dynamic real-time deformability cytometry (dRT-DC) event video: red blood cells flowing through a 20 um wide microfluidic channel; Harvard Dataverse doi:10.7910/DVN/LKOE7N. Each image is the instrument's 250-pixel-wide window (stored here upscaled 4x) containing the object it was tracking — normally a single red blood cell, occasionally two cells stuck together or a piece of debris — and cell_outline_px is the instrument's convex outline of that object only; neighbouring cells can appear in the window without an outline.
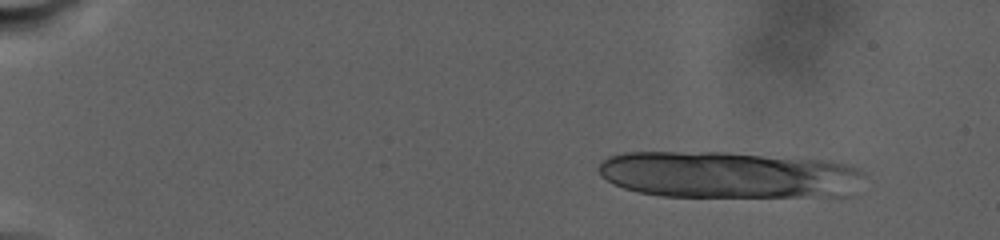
{"species": "human", "species_latin": "Homo sapiens", "temperature_condition": "warm", "stored_images_in_passage": 21, "camera_frame_rate_fps": 3000, "um_per_image_px": 0.085, "donor": {"sex": "male"}, "frame": {"image": 1, "passage_image": 7, "time_ms": 2.667, "image_size_px": [1000, 240], "cell_outline_px": [[868, 176], [804, 196], [660, 196], [640, 192], [624, 188], [612, 184], [600, 176], [600, 164], [608, 156], [624, 152], [728, 152], [832, 160], [848, 164], [860, 168]], "centroid_in_image_um": [61.58, 14.79], "position_along_channel_um": 23.4, "area_um2": 70.11}}